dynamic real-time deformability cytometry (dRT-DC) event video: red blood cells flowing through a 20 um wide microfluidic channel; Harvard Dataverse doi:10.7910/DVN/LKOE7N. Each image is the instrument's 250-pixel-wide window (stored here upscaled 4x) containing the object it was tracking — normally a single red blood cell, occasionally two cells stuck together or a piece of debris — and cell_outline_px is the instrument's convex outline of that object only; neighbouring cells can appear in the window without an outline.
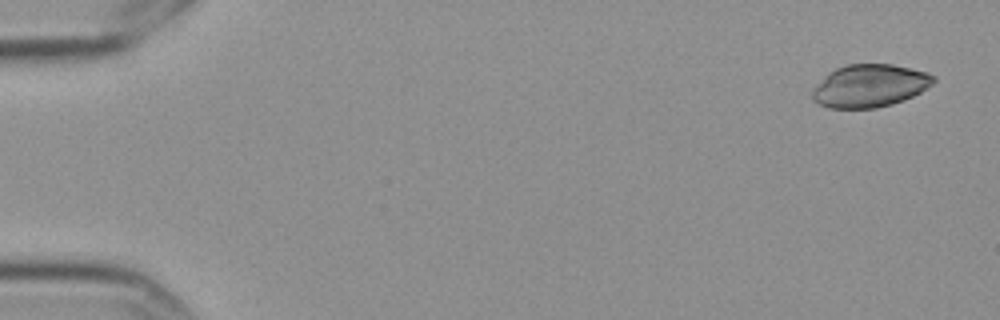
{"species": "Egyptian fruit bat (a non-hibernating species)", "species_latin": "Rousettus aegyptiacus", "temperature_condition": "cold", "stored_images_in_passage": 5, "camera_frame_rate_fps": 3000, "um_per_image_px": 0.085, "frame": {"image": 1, "passage_image": 1, "time_ms": 0.0, "image_size_px": [1000, 320], "cell_outline_px": [[936, 80], [932, 84], [920, 92], [904, 100], [892, 104], [876, 108], [828, 108], [812, 100], [812, 92], [824, 76], [828, 72], [836, 68], [848, 64], [892, 64], [928, 72], [936, 76]], "centroid_in_image_um": [73.94, 7.29], "position_along_channel_um": 11.1, "area_um2": 30.17}}
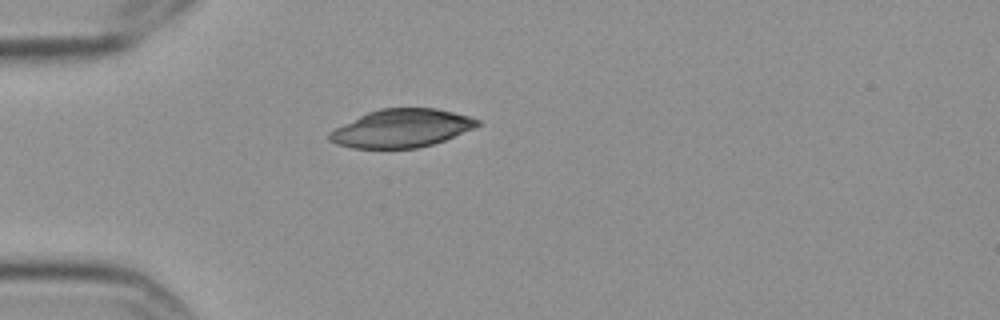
{"frame": {"image": 2, "passage_image": 5, "time_ms": 1.333, "image_size_px": [1000, 320], "cell_outline_px": [[480, 124], [472, 128], [444, 140], [432, 144], [416, 148], [352, 148], [336, 144], [328, 140], [328, 132], [368, 112], [380, 108], [436, 108], [468, 116], [480, 120]], "centroid_in_image_um": [34.1, 10.91], "position_along_channel_um": 50.9, "area_um2": 32.48}}